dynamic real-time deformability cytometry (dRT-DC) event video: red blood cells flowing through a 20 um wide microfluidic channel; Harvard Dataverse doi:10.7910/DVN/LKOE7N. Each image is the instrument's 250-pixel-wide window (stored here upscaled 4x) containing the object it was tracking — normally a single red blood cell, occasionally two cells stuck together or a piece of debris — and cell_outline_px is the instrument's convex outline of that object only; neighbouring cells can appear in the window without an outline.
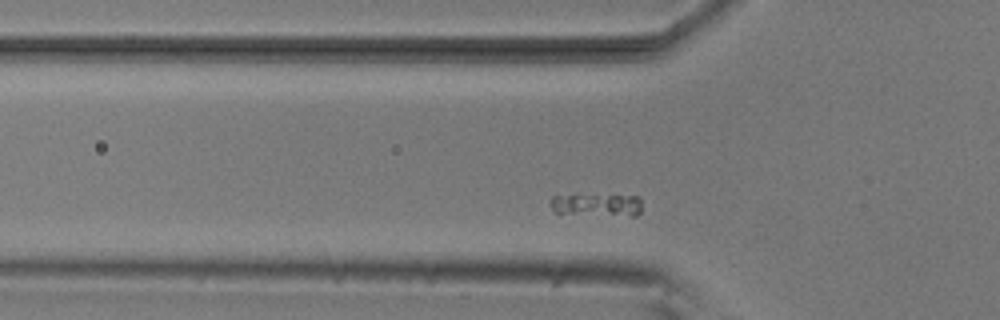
{"species": "common noctule bat (a hibernating species)", "species_latin": "Nyctalus noctula", "temperature_condition": "room temperature", "stored_images_in_passage": 40, "camera_frame_rate_fps": 3000, "um_per_image_px": 0.085, "animal": {"sex": "male", "body_mass_g": 20.5, "forearm_length_mm": 52.5}, "frame": {"image": 1, "passage_image": 5, "time_ms": 1.333, "image_size_px": [1000, 320], "cell_outline_px": [[640, 212], [636, 216], [560, 216], [548, 204], [548, 200], [552, 196], [640, 196]], "centroid_in_image_um": [50.64, 17.49], "position_along_channel_um": 75.2, "area_um2": 12.66}}
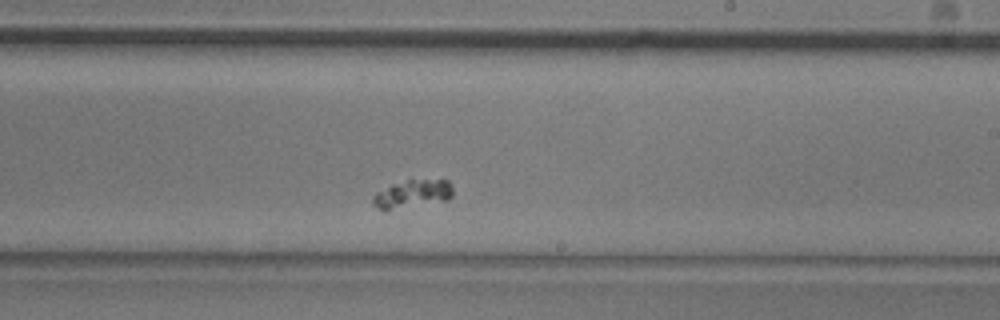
{"frame": {"image": 2, "passage_image": 20, "time_ms": 6.333, "image_size_px": [1000, 320], "cell_outline_px": [[452, 196], [448, 200], [388, 212], [384, 212], [376, 208], [372, 204], [372, 196], [376, 192], [392, 184], [408, 180], [448, 180], [452, 188]], "centroid_in_image_um": [34.99, 16.54], "position_along_channel_um": 254.0, "area_um2": 13.53}}
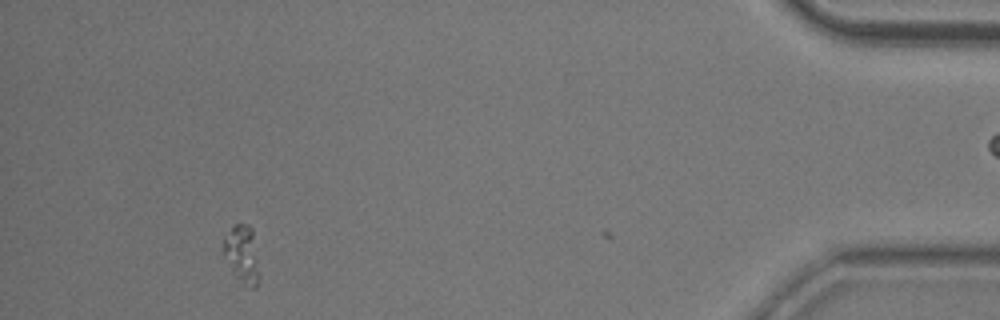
{"frame": {"image": 3, "passage_image": 39, "time_ms": 12.667, "image_size_px": [1000, 320], "cell_outline_px": [[260, 276], [256, 288], [248, 288], [232, 272], [224, 252], [224, 240], [232, 228], [236, 224], [244, 224], [252, 228]], "centroid_in_image_um": [20.62, 21.67], "position_along_channel_um": 414.6, "area_um2": 11.68}}